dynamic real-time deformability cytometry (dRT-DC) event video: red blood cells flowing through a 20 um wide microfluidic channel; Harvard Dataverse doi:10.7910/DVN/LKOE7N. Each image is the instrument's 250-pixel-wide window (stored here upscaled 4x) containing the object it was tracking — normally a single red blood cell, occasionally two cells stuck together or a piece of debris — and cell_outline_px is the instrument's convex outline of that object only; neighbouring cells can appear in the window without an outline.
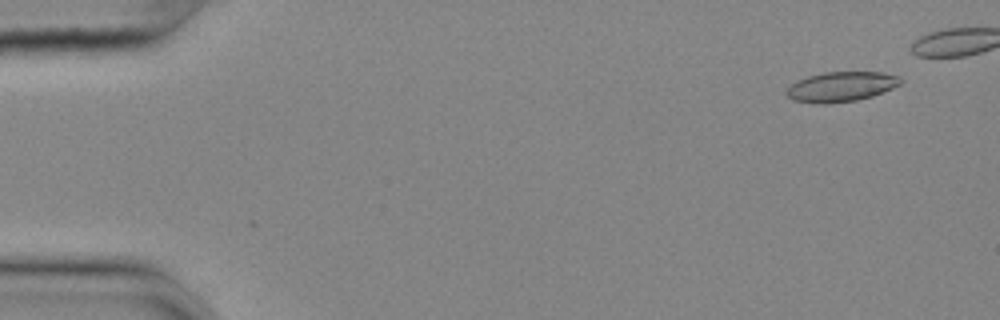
{"species": "common noctule bat (a hibernating species)", "species_latin": "Nyctalus noctula", "temperature_condition": "cold", "stored_images_in_passage": 5, "camera_frame_rate_fps": 3000, "um_per_image_px": 0.085, "animal": {"sex": "female", "body_mass_g": 25.1}, "frame": {"image": 1, "passage_image": 3, "time_ms": 0.667, "image_size_px": [1000, 320], "cell_outline_px": [[904, 80], [900, 84], [892, 88], [872, 96], [856, 100], [824, 104], [820, 104], [792, 100], [784, 92], [796, 80], [808, 76], [824, 72], [884, 72], [900, 76]], "centroid_in_image_um": [71.5, 7.36], "position_along_channel_um": 13.5, "area_um2": 19.94}}